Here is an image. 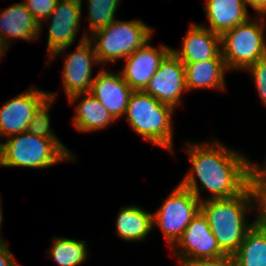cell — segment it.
<instances>
[{
  "mask_svg": "<svg viewBox=\"0 0 266 266\" xmlns=\"http://www.w3.org/2000/svg\"><path fill=\"white\" fill-rule=\"evenodd\" d=\"M210 141H188L184 149L191 162V169L179 184L191 191L201 202L230 198L243 193L249 187L253 166V161L243 152L229 148L218 139ZM198 180L201 186H198ZM202 190H207L210 196L202 197Z\"/></svg>",
  "mask_w": 266,
  "mask_h": 266,
  "instance_id": "6da1fadb",
  "label": "cell"
},
{
  "mask_svg": "<svg viewBox=\"0 0 266 266\" xmlns=\"http://www.w3.org/2000/svg\"><path fill=\"white\" fill-rule=\"evenodd\" d=\"M254 210V198L250 187L230 198L208 199L201 202L200 211L206 217L220 249L234 255L248 230L255 224L247 221Z\"/></svg>",
  "mask_w": 266,
  "mask_h": 266,
  "instance_id": "7a4b0ae2",
  "label": "cell"
},
{
  "mask_svg": "<svg viewBox=\"0 0 266 266\" xmlns=\"http://www.w3.org/2000/svg\"><path fill=\"white\" fill-rule=\"evenodd\" d=\"M175 109L144 91H133L124 114L131 130L153 146L174 152L173 114Z\"/></svg>",
  "mask_w": 266,
  "mask_h": 266,
  "instance_id": "3957f363",
  "label": "cell"
},
{
  "mask_svg": "<svg viewBox=\"0 0 266 266\" xmlns=\"http://www.w3.org/2000/svg\"><path fill=\"white\" fill-rule=\"evenodd\" d=\"M155 29L141 19H116L107 27L89 35L100 65L124 60L153 38Z\"/></svg>",
  "mask_w": 266,
  "mask_h": 266,
  "instance_id": "277c9868",
  "label": "cell"
},
{
  "mask_svg": "<svg viewBox=\"0 0 266 266\" xmlns=\"http://www.w3.org/2000/svg\"><path fill=\"white\" fill-rule=\"evenodd\" d=\"M77 162L55 139L22 132L3 142L1 167L43 169L59 162Z\"/></svg>",
  "mask_w": 266,
  "mask_h": 266,
  "instance_id": "5b68a950",
  "label": "cell"
},
{
  "mask_svg": "<svg viewBox=\"0 0 266 266\" xmlns=\"http://www.w3.org/2000/svg\"><path fill=\"white\" fill-rule=\"evenodd\" d=\"M266 16H252L221 35V54L229 71H244L266 57Z\"/></svg>",
  "mask_w": 266,
  "mask_h": 266,
  "instance_id": "8992f818",
  "label": "cell"
},
{
  "mask_svg": "<svg viewBox=\"0 0 266 266\" xmlns=\"http://www.w3.org/2000/svg\"><path fill=\"white\" fill-rule=\"evenodd\" d=\"M201 201L179 183L157 211L152 213L153 229L158 227L171 248L191 220L200 212Z\"/></svg>",
  "mask_w": 266,
  "mask_h": 266,
  "instance_id": "52a82bcc",
  "label": "cell"
},
{
  "mask_svg": "<svg viewBox=\"0 0 266 266\" xmlns=\"http://www.w3.org/2000/svg\"><path fill=\"white\" fill-rule=\"evenodd\" d=\"M88 38L87 34H82L73 52L65 54L69 48L66 47L55 52L49 59H46L47 64L50 65V62L64 53V66L61 75L63 80L62 86L67 99L79 93H90L95 78L92 74V67L93 65L100 66L94 46Z\"/></svg>",
  "mask_w": 266,
  "mask_h": 266,
  "instance_id": "ba28073f",
  "label": "cell"
},
{
  "mask_svg": "<svg viewBox=\"0 0 266 266\" xmlns=\"http://www.w3.org/2000/svg\"><path fill=\"white\" fill-rule=\"evenodd\" d=\"M170 250L177 257L180 266H186L198 259L218 258L225 255L201 211L191 220Z\"/></svg>",
  "mask_w": 266,
  "mask_h": 266,
  "instance_id": "9c48e42d",
  "label": "cell"
},
{
  "mask_svg": "<svg viewBox=\"0 0 266 266\" xmlns=\"http://www.w3.org/2000/svg\"><path fill=\"white\" fill-rule=\"evenodd\" d=\"M83 0H58L52 14L44 21L48 25L47 55L71 47L81 28ZM51 22V23H50Z\"/></svg>",
  "mask_w": 266,
  "mask_h": 266,
  "instance_id": "30bf717a",
  "label": "cell"
},
{
  "mask_svg": "<svg viewBox=\"0 0 266 266\" xmlns=\"http://www.w3.org/2000/svg\"><path fill=\"white\" fill-rule=\"evenodd\" d=\"M186 91L184 64L171 51L160 63L144 92L176 110L183 104L182 96Z\"/></svg>",
  "mask_w": 266,
  "mask_h": 266,
  "instance_id": "8fae6325",
  "label": "cell"
},
{
  "mask_svg": "<svg viewBox=\"0 0 266 266\" xmlns=\"http://www.w3.org/2000/svg\"><path fill=\"white\" fill-rule=\"evenodd\" d=\"M49 92L30 88L9 99L0 107V135L3 138L26 132L36 108Z\"/></svg>",
  "mask_w": 266,
  "mask_h": 266,
  "instance_id": "7c38bea8",
  "label": "cell"
},
{
  "mask_svg": "<svg viewBox=\"0 0 266 266\" xmlns=\"http://www.w3.org/2000/svg\"><path fill=\"white\" fill-rule=\"evenodd\" d=\"M152 38L141 48L124 59L123 69L119 70L122 78L133 91H144L160 63L171 52V47L160 45L155 47L150 44Z\"/></svg>",
  "mask_w": 266,
  "mask_h": 266,
  "instance_id": "4fadbf2b",
  "label": "cell"
},
{
  "mask_svg": "<svg viewBox=\"0 0 266 266\" xmlns=\"http://www.w3.org/2000/svg\"><path fill=\"white\" fill-rule=\"evenodd\" d=\"M114 73L101 67L94 78L90 93L100 101L117 121L124 116L133 90L118 70Z\"/></svg>",
  "mask_w": 266,
  "mask_h": 266,
  "instance_id": "5bb4252c",
  "label": "cell"
},
{
  "mask_svg": "<svg viewBox=\"0 0 266 266\" xmlns=\"http://www.w3.org/2000/svg\"><path fill=\"white\" fill-rule=\"evenodd\" d=\"M181 44V48H172L171 51L182 63L224 59L221 54V35L214 33L203 24L191 22Z\"/></svg>",
  "mask_w": 266,
  "mask_h": 266,
  "instance_id": "9a60e30c",
  "label": "cell"
},
{
  "mask_svg": "<svg viewBox=\"0 0 266 266\" xmlns=\"http://www.w3.org/2000/svg\"><path fill=\"white\" fill-rule=\"evenodd\" d=\"M41 34L39 23L24 2L14 3L0 12V36L8 48L14 40L32 42Z\"/></svg>",
  "mask_w": 266,
  "mask_h": 266,
  "instance_id": "2e32d148",
  "label": "cell"
},
{
  "mask_svg": "<svg viewBox=\"0 0 266 266\" xmlns=\"http://www.w3.org/2000/svg\"><path fill=\"white\" fill-rule=\"evenodd\" d=\"M68 101L71 105L76 104L72 125L79 132H97L110 127L113 122H117L91 93L72 95Z\"/></svg>",
  "mask_w": 266,
  "mask_h": 266,
  "instance_id": "e0dca14e",
  "label": "cell"
},
{
  "mask_svg": "<svg viewBox=\"0 0 266 266\" xmlns=\"http://www.w3.org/2000/svg\"><path fill=\"white\" fill-rule=\"evenodd\" d=\"M203 5L208 23L205 27L219 35L250 18L244 0H206Z\"/></svg>",
  "mask_w": 266,
  "mask_h": 266,
  "instance_id": "ac0fdd59",
  "label": "cell"
},
{
  "mask_svg": "<svg viewBox=\"0 0 266 266\" xmlns=\"http://www.w3.org/2000/svg\"><path fill=\"white\" fill-rule=\"evenodd\" d=\"M188 92L196 89L224 90L227 69L224 59H210L195 63H183Z\"/></svg>",
  "mask_w": 266,
  "mask_h": 266,
  "instance_id": "d6986e66",
  "label": "cell"
},
{
  "mask_svg": "<svg viewBox=\"0 0 266 266\" xmlns=\"http://www.w3.org/2000/svg\"><path fill=\"white\" fill-rule=\"evenodd\" d=\"M115 225L116 235L120 239L143 241L153 231L152 213L135 204L127 205L118 212Z\"/></svg>",
  "mask_w": 266,
  "mask_h": 266,
  "instance_id": "ffe728a7",
  "label": "cell"
},
{
  "mask_svg": "<svg viewBox=\"0 0 266 266\" xmlns=\"http://www.w3.org/2000/svg\"><path fill=\"white\" fill-rule=\"evenodd\" d=\"M233 256L237 266H266V229L254 224Z\"/></svg>",
  "mask_w": 266,
  "mask_h": 266,
  "instance_id": "44dd1931",
  "label": "cell"
},
{
  "mask_svg": "<svg viewBox=\"0 0 266 266\" xmlns=\"http://www.w3.org/2000/svg\"><path fill=\"white\" fill-rule=\"evenodd\" d=\"M51 242L48 258L58 266H80L87 261L89 249L86 241L54 236Z\"/></svg>",
  "mask_w": 266,
  "mask_h": 266,
  "instance_id": "7402d4cb",
  "label": "cell"
},
{
  "mask_svg": "<svg viewBox=\"0 0 266 266\" xmlns=\"http://www.w3.org/2000/svg\"><path fill=\"white\" fill-rule=\"evenodd\" d=\"M49 94L50 95L36 108L34 116L28 125L27 132L38 137L55 139L76 160L75 154L57 138L55 132L50 127L51 116L49 110L52 107L51 105L56 101L58 93L49 91Z\"/></svg>",
  "mask_w": 266,
  "mask_h": 266,
  "instance_id": "603a6c76",
  "label": "cell"
},
{
  "mask_svg": "<svg viewBox=\"0 0 266 266\" xmlns=\"http://www.w3.org/2000/svg\"><path fill=\"white\" fill-rule=\"evenodd\" d=\"M88 8V24L87 31L84 34L91 35L95 31L107 27L117 18H115L118 6L122 0H86ZM89 31V32H88Z\"/></svg>",
  "mask_w": 266,
  "mask_h": 266,
  "instance_id": "cb8c5ba5",
  "label": "cell"
},
{
  "mask_svg": "<svg viewBox=\"0 0 266 266\" xmlns=\"http://www.w3.org/2000/svg\"><path fill=\"white\" fill-rule=\"evenodd\" d=\"M249 187L254 198V211L257 212L254 223L266 229V176L260 175L253 167L250 171Z\"/></svg>",
  "mask_w": 266,
  "mask_h": 266,
  "instance_id": "d4e9b609",
  "label": "cell"
},
{
  "mask_svg": "<svg viewBox=\"0 0 266 266\" xmlns=\"http://www.w3.org/2000/svg\"><path fill=\"white\" fill-rule=\"evenodd\" d=\"M246 71L252 76L257 94L266 107V57L247 67L244 72Z\"/></svg>",
  "mask_w": 266,
  "mask_h": 266,
  "instance_id": "484cf974",
  "label": "cell"
},
{
  "mask_svg": "<svg viewBox=\"0 0 266 266\" xmlns=\"http://www.w3.org/2000/svg\"><path fill=\"white\" fill-rule=\"evenodd\" d=\"M58 0H23L27 9L34 16L40 25V31L43 29L44 21L52 14Z\"/></svg>",
  "mask_w": 266,
  "mask_h": 266,
  "instance_id": "4316f807",
  "label": "cell"
},
{
  "mask_svg": "<svg viewBox=\"0 0 266 266\" xmlns=\"http://www.w3.org/2000/svg\"><path fill=\"white\" fill-rule=\"evenodd\" d=\"M186 266H237V263L233 255L225 254L218 258L198 259Z\"/></svg>",
  "mask_w": 266,
  "mask_h": 266,
  "instance_id": "83f0119b",
  "label": "cell"
},
{
  "mask_svg": "<svg viewBox=\"0 0 266 266\" xmlns=\"http://www.w3.org/2000/svg\"><path fill=\"white\" fill-rule=\"evenodd\" d=\"M0 266H21L14 259V254L10 251L6 241L0 242Z\"/></svg>",
  "mask_w": 266,
  "mask_h": 266,
  "instance_id": "f1b7e54d",
  "label": "cell"
},
{
  "mask_svg": "<svg viewBox=\"0 0 266 266\" xmlns=\"http://www.w3.org/2000/svg\"><path fill=\"white\" fill-rule=\"evenodd\" d=\"M246 7H251L257 15L266 16V0H244Z\"/></svg>",
  "mask_w": 266,
  "mask_h": 266,
  "instance_id": "f546056e",
  "label": "cell"
},
{
  "mask_svg": "<svg viewBox=\"0 0 266 266\" xmlns=\"http://www.w3.org/2000/svg\"><path fill=\"white\" fill-rule=\"evenodd\" d=\"M260 175L266 176V161L263 166L258 165L257 163L253 162L252 166Z\"/></svg>",
  "mask_w": 266,
  "mask_h": 266,
  "instance_id": "4dcf8cb0",
  "label": "cell"
},
{
  "mask_svg": "<svg viewBox=\"0 0 266 266\" xmlns=\"http://www.w3.org/2000/svg\"><path fill=\"white\" fill-rule=\"evenodd\" d=\"M8 49L9 48L5 45L2 37L0 36V62L2 61V58L4 57Z\"/></svg>",
  "mask_w": 266,
  "mask_h": 266,
  "instance_id": "1f68e13d",
  "label": "cell"
},
{
  "mask_svg": "<svg viewBox=\"0 0 266 266\" xmlns=\"http://www.w3.org/2000/svg\"><path fill=\"white\" fill-rule=\"evenodd\" d=\"M2 211L3 210H2V204H1V199H0V230H1V225L3 224L2 221H3V218H4ZM1 233H2V231H0V242L1 241H5L4 238H3V235Z\"/></svg>",
  "mask_w": 266,
  "mask_h": 266,
  "instance_id": "d6a6232c",
  "label": "cell"
},
{
  "mask_svg": "<svg viewBox=\"0 0 266 266\" xmlns=\"http://www.w3.org/2000/svg\"><path fill=\"white\" fill-rule=\"evenodd\" d=\"M0 138H2L1 135H0ZM2 157H3V142L0 139V163H1Z\"/></svg>",
  "mask_w": 266,
  "mask_h": 266,
  "instance_id": "836d02e7",
  "label": "cell"
}]
</instances>
